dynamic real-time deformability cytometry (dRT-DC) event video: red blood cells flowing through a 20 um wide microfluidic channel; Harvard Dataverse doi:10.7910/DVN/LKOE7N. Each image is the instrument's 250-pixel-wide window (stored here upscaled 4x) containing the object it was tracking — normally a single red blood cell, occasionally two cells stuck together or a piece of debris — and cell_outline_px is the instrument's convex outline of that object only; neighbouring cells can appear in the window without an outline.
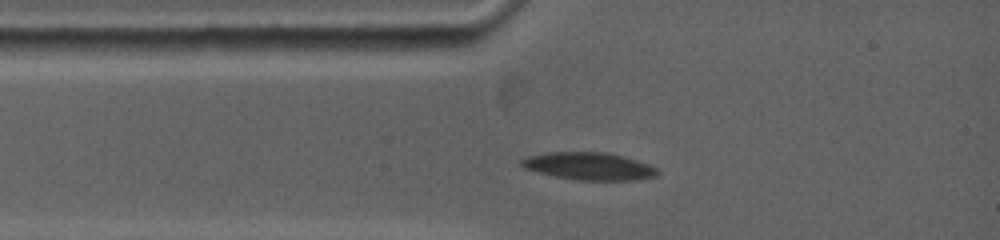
{"species": "common noctule bat (a hibernating species)", "species_latin": "Nyctalus noctula", "temperature_condition": "warm", "stored_images_in_passage": 5, "camera_frame_rate_fps": 5000, "um_per_image_px": 0.085, "animal": {"sex": "female", "body_mass_g": 19.0, "forearm_length_mm": 53.3}, "frame": {"image": 1, "passage_image": 3, "time_ms": 1.8, "image_size_px": [1000, 240], "cell_outline_px": [[656, 176], [632, 180], [576, 180], [556, 176], [524, 168], [520, 164], [520, 160], [528, 156], [548, 152], [604, 152], [636, 160], [648, 164], [656, 168]], "centroid_in_image_um": [50.02, 14.12], "position_along_channel_um": 35.0, "area_um2": 21.39}}
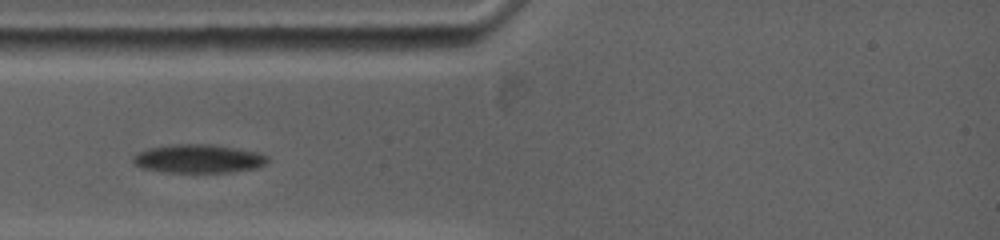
{"frame": {"image": 2, "passage_image": 4, "time_ms": 2.8, "image_size_px": [1000, 240], "cell_outline_px": [[268, 160], [264, 164], [256, 168], [228, 172], [164, 172], [140, 168], [132, 160], [136, 152], [152, 148], [176, 144], [196, 144], [232, 148], [252, 152], [268, 156]], "centroid_in_image_um": [16.79, 13.51], "position_along_channel_um": 68.2, "area_um2": 21.73}}